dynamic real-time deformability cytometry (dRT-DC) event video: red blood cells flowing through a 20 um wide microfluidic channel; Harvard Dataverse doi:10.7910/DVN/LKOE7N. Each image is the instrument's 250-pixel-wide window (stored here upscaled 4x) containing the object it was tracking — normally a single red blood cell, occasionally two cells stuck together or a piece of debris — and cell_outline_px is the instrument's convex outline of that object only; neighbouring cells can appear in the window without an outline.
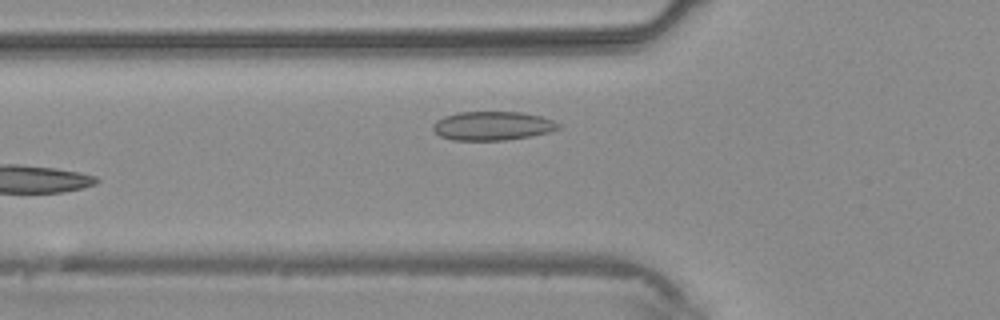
{"species": "common noctule bat (a hibernating species)", "species_latin": "Nyctalus noctula", "temperature_condition": "warm", "stored_images_in_passage": 4, "camera_frame_rate_fps": 3000, "um_per_image_px": 0.085, "animal": {"sex": "male", "body_mass_g": 20.4}, "frame": {"image": 1, "passage_image": 4, "time_ms": 3.333, "image_size_px": [1000, 320], "cell_outline_px": [[560, 128], [552, 132], [532, 136], [504, 140], [452, 140], [440, 136], [432, 128], [432, 124], [436, 120], [444, 116], [456, 112], [520, 112], [540, 116], [552, 120], [560, 124]], "centroid_in_image_um": [41.86, 10.7], "position_along_channel_um": 83.9, "area_um2": 21.21}}